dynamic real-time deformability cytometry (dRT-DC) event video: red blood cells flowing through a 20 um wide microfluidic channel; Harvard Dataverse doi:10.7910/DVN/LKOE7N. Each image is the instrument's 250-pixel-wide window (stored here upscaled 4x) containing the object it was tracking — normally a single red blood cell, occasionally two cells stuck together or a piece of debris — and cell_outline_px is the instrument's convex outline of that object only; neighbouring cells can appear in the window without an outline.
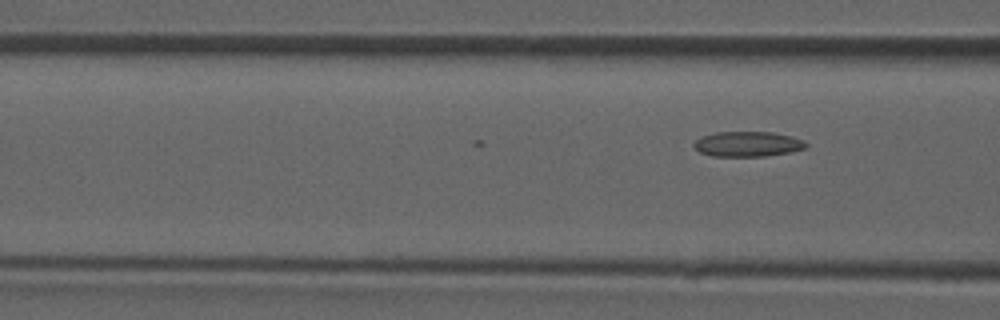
{"species": "common noctule bat (a hibernating species)", "species_latin": "Nyctalus noctula", "temperature_condition": "room temperature", "stored_images_in_passage": 7, "camera_frame_rate_fps": 3000, "um_per_image_px": 0.085, "animal": {"sex": "male", "forearm_length_mm": 52.5}, "frame": {"image": 1, "passage_image": 7, "time_ms": 2.0, "image_size_px": [1000, 320], "cell_outline_px": [[808, 148], [788, 152], [764, 156], [712, 156], [700, 152], [692, 144], [696, 140], [704, 136], [716, 132], [772, 132], [792, 136], [804, 140], [808, 144]], "centroid_in_image_um": [63.59, 12.24], "position_along_channel_um": 103.0, "area_um2": 16.36}}